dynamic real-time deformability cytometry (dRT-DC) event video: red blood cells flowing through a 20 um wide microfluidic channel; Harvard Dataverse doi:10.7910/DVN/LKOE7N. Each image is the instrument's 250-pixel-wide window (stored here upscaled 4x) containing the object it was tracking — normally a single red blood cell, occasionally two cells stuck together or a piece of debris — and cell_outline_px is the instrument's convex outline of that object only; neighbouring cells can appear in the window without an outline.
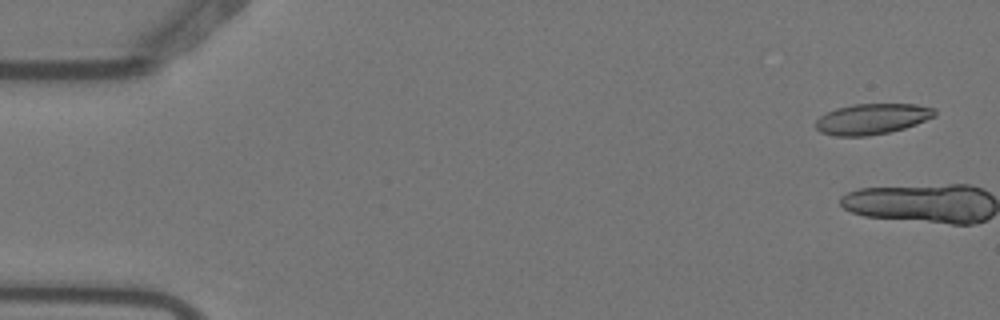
{"species": "Egyptian fruit bat (a non-hibernating species)", "species_latin": "Rousettus aegyptiacus", "temperature_condition": "warm", "stored_images_in_passage": 7, "camera_frame_rate_fps": 3000, "um_per_image_px": 0.085, "animal": {"sex": "female"}, "frame": {"image": 1, "passage_image": 1, "time_ms": 0.0, "image_size_px": [1000, 320], "cell_outline_px": [[936, 116], [916, 124], [904, 128], [888, 132], [868, 136], [836, 136], [820, 132], [816, 128], [816, 120], [820, 116], [836, 108], [852, 104], [916, 104], [936, 108]], "centroid_in_image_um": [74.14, 10.1], "position_along_channel_um": 10.9, "area_um2": 21.33}}
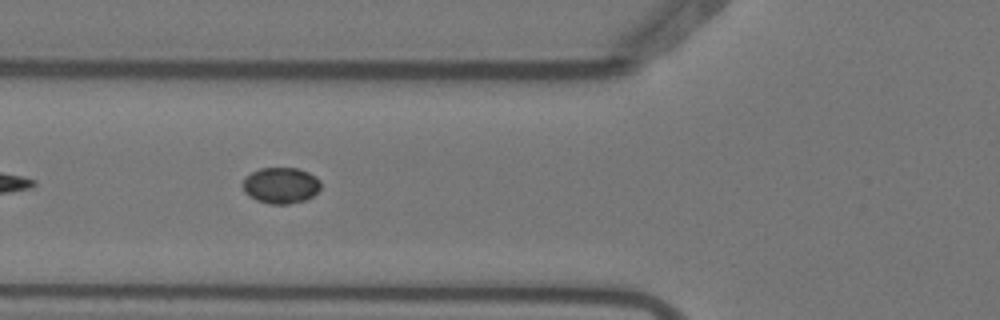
{"frame": {"image": 2, "passage_image": 6, "time_ms": 1.667, "image_size_px": [1000, 320], "cell_outline_px": [[320, 188], [312, 196], [304, 200], [288, 204], [268, 204], [256, 200], [244, 192], [240, 184], [244, 176], [260, 168], [296, 168], [308, 172], [316, 176], [320, 180]], "centroid_in_image_um": [23.82, 15.75], "position_along_channel_um": 102.0, "area_um2": 16.59}}
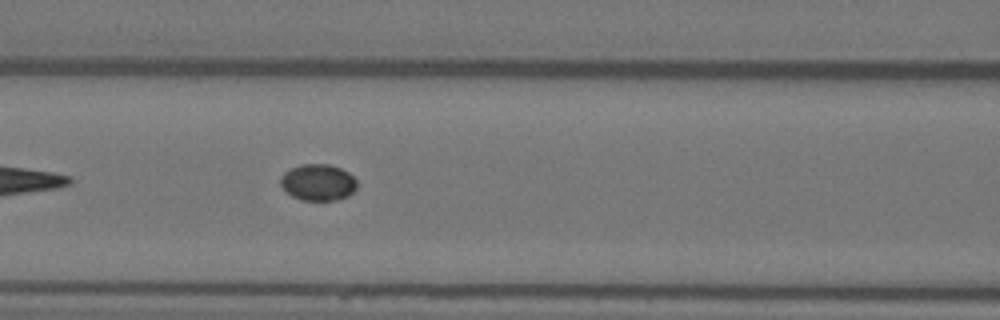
{"frame": {"image": 3, "passage_image": 7, "time_ms": 2.0, "image_size_px": [1000, 320], "cell_outline_px": [[356, 188], [348, 196], [336, 200], [300, 200], [292, 196], [280, 184], [280, 176], [284, 172], [300, 164], [328, 164], [340, 168], [348, 172], [356, 180]], "centroid_in_image_um": [27.02, 15.5], "position_along_channel_um": 139.6, "area_um2": 16.18}}